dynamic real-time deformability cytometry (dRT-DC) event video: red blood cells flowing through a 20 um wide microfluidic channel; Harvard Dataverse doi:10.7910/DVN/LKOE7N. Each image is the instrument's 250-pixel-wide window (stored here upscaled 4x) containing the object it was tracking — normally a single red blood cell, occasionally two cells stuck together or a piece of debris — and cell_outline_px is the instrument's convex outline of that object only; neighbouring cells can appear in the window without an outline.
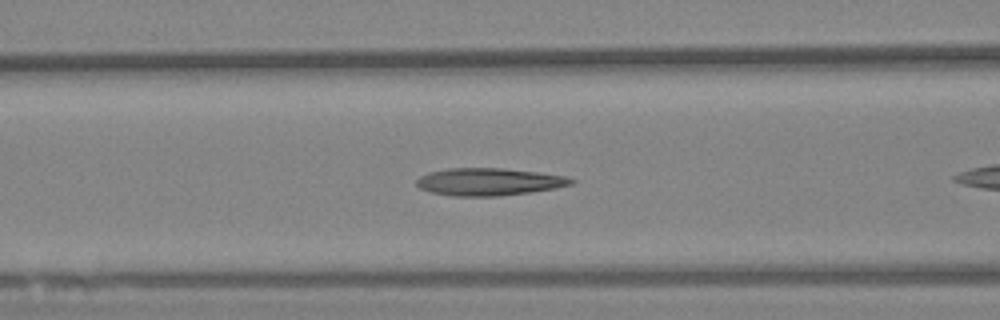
{"species": "Egyptian fruit bat (a non-hibernating species)", "species_latin": "Rousettus aegyptiacus", "temperature_condition": "warm", "stored_images_in_passage": 9, "camera_frame_rate_fps": 3000, "um_per_image_px": 0.085, "animal": {"sex": "female"}, "frame": {"image": 1, "passage_image": 7, "time_ms": 2.0, "image_size_px": [1000, 320], "cell_outline_px": [[576, 180], [572, 184], [556, 188], [528, 192], [496, 196], [452, 196], [432, 192], [420, 188], [416, 184], [416, 180], [420, 176], [428, 172], [448, 168], [504, 168], [536, 172], [564, 176]], "centroid_in_image_um": [41.53, 15.44], "position_along_channel_um": 125.1, "area_um2": 24.57}}